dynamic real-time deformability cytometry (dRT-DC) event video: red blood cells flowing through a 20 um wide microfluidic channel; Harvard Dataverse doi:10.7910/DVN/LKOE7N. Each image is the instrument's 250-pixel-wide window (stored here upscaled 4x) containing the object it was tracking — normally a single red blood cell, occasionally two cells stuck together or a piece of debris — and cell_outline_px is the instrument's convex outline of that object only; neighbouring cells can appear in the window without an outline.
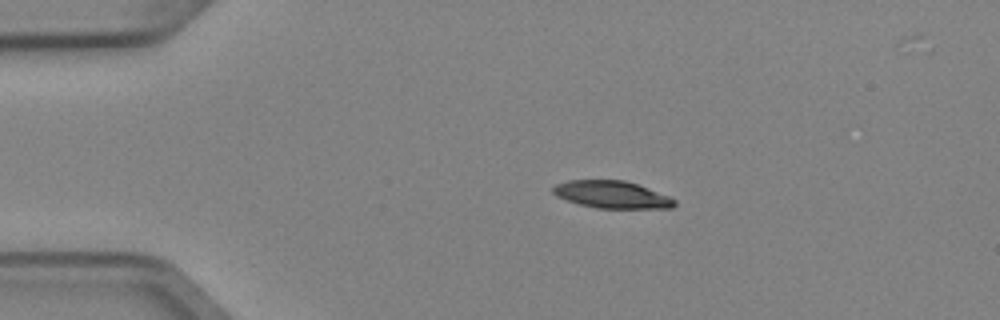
{"species": "Egyptian fruit bat (a non-hibernating species)", "species_latin": "Rousettus aegyptiacus", "temperature_condition": "cold", "stored_images_in_passage": 3, "camera_frame_rate_fps": 3000, "um_per_image_px": 0.085, "animal": {"sex": "female"}, "frame": {"image": 1, "passage_image": 1, "time_ms": 0.0, "image_size_px": [1000, 320], "cell_outline_px": [[676, 204], [672, 208], [596, 208], [580, 204], [556, 196], [552, 192], [552, 188], [556, 184], [568, 180], [624, 180], [636, 184], [668, 196], [676, 200]], "centroid_in_image_um": [51.99, 16.54], "position_along_channel_um": 33.0, "area_um2": 19.13}}
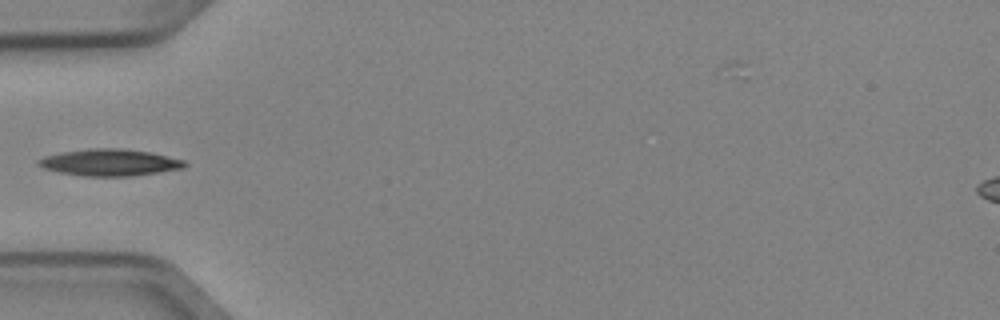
{"frame": {"image": 2, "passage_image": 3, "time_ms": 0.667, "image_size_px": [1000, 320], "cell_outline_px": [[188, 164], [184, 168], [160, 172], [132, 176], [84, 176], [60, 172], [44, 168], [36, 164], [36, 160], [44, 156], [60, 152], [88, 148], [124, 148], [148, 152], [184, 160]], "centroid_in_image_um": [9.3, 13.8], "position_along_channel_um": 75.7, "area_um2": 22.89}}